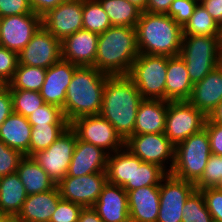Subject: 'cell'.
Masks as SVG:
<instances>
[{
    "mask_svg": "<svg viewBox=\"0 0 222 222\" xmlns=\"http://www.w3.org/2000/svg\"><path fill=\"white\" fill-rule=\"evenodd\" d=\"M92 208L103 222H130L127 191L106 183Z\"/></svg>",
    "mask_w": 222,
    "mask_h": 222,
    "instance_id": "d6986e66",
    "label": "cell"
},
{
    "mask_svg": "<svg viewBox=\"0 0 222 222\" xmlns=\"http://www.w3.org/2000/svg\"><path fill=\"white\" fill-rule=\"evenodd\" d=\"M167 173L158 165L143 162L134 155L133 184H126L123 188L128 192L150 185H160Z\"/></svg>",
    "mask_w": 222,
    "mask_h": 222,
    "instance_id": "1f68e13d",
    "label": "cell"
},
{
    "mask_svg": "<svg viewBox=\"0 0 222 222\" xmlns=\"http://www.w3.org/2000/svg\"><path fill=\"white\" fill-rule=\"evenodd\" d=\"M13 112L10 89L6 85L0 87V126Z\"/></svg>",
    "mask_w": 222,
    "mask_h": 222,
    "instance_id": "7dc6e473",
    "label": "cell"
},
{
    "mask_svg": "<svg viewBox=\"0 0 222 222\" xmlns=\"http://www.w3.org/2000/svg\"><path fill=\"white\" fill-rule=\"evenodd\" d=\"M196 190L194 183L167 174L160 182V208L156 222H181L182 209Z\"/></svg>",
    "mask_w": 222,
    "mask_h": 222,
    "instance_id": "7c38bea8",
    "label": "cell"
},
{
    "mask_svg": "<svg viewBox=\"0 0 222 222\" xmlns=\"http://www.w3.org/2000/svg\"><path fill=\"white\" fill-rule=\"evenodd\" d=\"M142 100L141 93L127 75L109 76L105 82L99 115L126 141L133 135L137 109Z\"/></svg>",
    "mask_w": 222,
    "mask_h": 222,
    "instance_id": "6da1fadb",
    "label": "cell"
},
{
    "mask_svg": "<svg viewBox=\"0 0 222 222\" xmlns=\"http://www.w3.org/2000/svg\"><path fill=\"white\" fill-rule=\"evenodd\" d=\"M66 1L67 0H29V3L33 13L42 17L49 10L56 8L58 5Z\"/></svg>",
    "mask_w": 222,
    "mask_h": 222,
    "instance_id": "c3c4849f",
    "label": "cell"
},
{
    "mask_svg": "<svg viewBox=\"0 0 222 222\" xmlns=\"http://www.w3.org/2000/svg\"><path fill=\"white\" fill-rule=\"evenodd\" d=\"M31 129L26 117L12 112L0 126V140L9 148L30 156Z\"/></svg>",
    "mask_w": 222,
    "mask_h": 222,
    "instance_id": "484cf974",
    "label": "cell"
},
{
    "mask_svg": "<svg viewBox=\"0 0 222 222\" xmlns=\"http://www.w3.org/2000/svg\"><path fill=\"white\" fill-rule=\"evenodd\" d=\"M42 26V17L35 13L1 18L0 46L19 53Z\"/></svg>",
    "mask_w": 222,
    "mask_h": 222,
    "instance_id": "9a60e30c",
    "label": "cell"
},
{
    "mask_svg": "<svg viewBox=\"0 0 222 222\" xmlns=\"http://www.w3.org/2000/svg\"><path fill=\"white\" fill-rule=\"evenodd\" d=\"M5 222H18L15 218H9L7 221Z\"/></svg>",
    "mask_w": 222,
    "mask_h": 222,
    "instance_id": "680465c9",
    "label": "cell"
},
{
    "mask_svg": "<svg viewBox=\"0 0 222 222\" xmlns=\"http://www.w3.org/2000/svg\"><path fill=\"white\" fill-rule=\"evenodd\" d=\"M188 101L206 116L222 101V69L219 66L193 85Z\"/></svg>",
    "mask_w": 222,
    "mask_h": 222,
    "instance_id": "7402d4cb",
    "label": "cell"
},
{
    "mask_svg": "<svg viewBox=\"0 0 222 222\" xmlns=\"http://www.w3.org/2000/svg\"><path fill=\"white\" fill-rule=\"evenodd\" d=\"M167 100L143 99L137 109L133 135L164 133Z\"/></svg>",
    "mask_w": 222,
    "mask_h": 222,
    "instance_id": "cb8c5ba5",
    "label": "cell"
},
{
    "mask_svg": "<svg viewBox=\"0 0 222 222\" xmlns=\"http://www.w3.org/2000/svg\"><path fill=\"white\" fill-rule=\"evenodd\" d=\"M127 76L143 99L166 100L167 56L139 53Z\"/></svg>",
    "mask_w": 222,
    "mask_h": 222,
    "instance_id": "52a82bcc",
    "label": "cell"
},
{
    "mask_svg": "<svg viewBox=\"0 0 222 222\" xmlns=\"http://www.w3.org/2000/svg\"><path fill=\"white\" fill-rule=\"evenodd\" d=\"M18 64V53L0 46V83L2 85H7L13 79Z\"/></svg>",
    "mask_w": 222,
    "mask_h": 222,
    "instance_id": "ab89813d",
    "label": "cell"
},
{
    "mask_svg": "<svg viewBox=\"0 0 222 222\" xmlns=\"http://www.w3.org/2000/svg\"><path fill=\"white\" fill-rule=\"evenodd\" d=\"M106 183L107 173L95 172L77 177L65 176L56 186L61 199L86 208L92 207L95 204Z\"/></svg>",
    "mask_w": 222,
    "mask_h": 222,
    "instance_id": "4fadbf2b",
    "label": "cell"
},
{
    "mask_svg": "<svg viewBox=\"0 0 222 222\" xmlns=\"http://www.w3.org/2000/svg\"><path fill=\"white\" fill-rule=\"evenodd\" d=\"M10 217L6 215V213L0 208V222H5L9 219Z\"/></svg>",
    "mask_w": 222,
    "mask_h": 222,
    "instance_id": "11a10c76",
    "label": "cell"
},
{
    "mask_svg": "<svg viewBox=\"0 0 222 222\" xmlns=\"http://www.w3.org/2000/svg\"><path fill=\"white\" fill-rule=\"evenodd\" d=\"M83 29L97 34L112 26L108 15L97 0H83Z\"/></svg>",
    "mask_w": 222,
    "mask_h": 222,
    "instance_id": "e575fe53",
    "label": "cell"
},
{
    "mask_svg": "<svg viewBox=\"0 0 222 222\" xmlns=\"http://www.w3.org/2000/svg\"><path fill=\"white\" fill-rule=\"evenodd\" d=\"M208 132L211 153L222 156V124L205 123Z\"/></svg>",
    "mask_w": 222,
    "mask_h": 222,
    "instance_id": "bcb514c9",
    "label": "cell"
},
{
    "mask_svg": "<svg viewBox=\"0 0 222 222\" xmlns=\"http://www.w3.org/2000/svg\"><path fill=\"white\" fill-rule=\"evenodd\" d=\"M108 15L112 26L136 27L141 10L128 0H97Z\"/></svg>",
    "mask_w": 222,
    "mask_h": 222,
    "instance_id": "f546056e",
    "label": "cell"
},
{
    "mask_svg": "<svg viewBox=\"0 0 222 222\" xmlns=\"http://www.w3.org/2000/svg\"><path fill=\"white\" fill-rule=\"evenodd\" d=\"M79 140L102 148L108 154L119 151L125 141L101 115L82 116L70 123Z\"/></svg>",
    "mask_w": 222,
    "mask_h": 222,
    "instance_id": "8fae6325",
    "label": "cell"
},
{
    "mask_svg": "<svg viewBox=\"0 0 222 222\" xmlns=\"http://www.w3.org/2000/svg\"><path fill=\"white\" fill-rule=\"evenodd\" d=\"M211 154L208 132L203 128L175 146V160L170 174L195 184L201 178Z\"/></svg>",
    "mask_w": 222,
    "mask_h": 222,
    "instance_id": "5b68a950",
    "label": "cell"
},
{
    "mask_svg": "<svg viewBox=\"0 0 222 222\" xmlns=\"http://www.w3.org/2000/svg\"><path fill=\"white\" fill-rule=\"evenodd\" d=\"M220 36H183L180 57L193 84L201 81L219 63Z\"/></svg>",
    "mask_w": 222,
    "mask_h": 222,
    "instance_id": "8992f818",
    "label": "cell"
},
{
    "mask_svg": "<svg viewBox=\"0 0 222 222\" xmlns=\"http://www.w3.org/2000/svg\"><path fill=\"white\" fill-rule=\"evenodd\" d=\"M130 222H156L160 208L159 185L127 192Z\"/></svg>",
    "mask_w": 222,
    "mask_h": 222,
    "instance_id": "44dd1931",
    "label": "cell"
},
{
    "mask_svg": "<svg viewBox=\"0 0 222 222\" xmlns=\"http://www.w3.org/2000/svg\"><path fill=\"white\" fill-rule=\"evenodd\" d=\"M99 34L81 29L61 41L62 59L77 66L93 67Z\"/></svg>",
    "mask_w": 222,
    "mask_h": 222,
    "instance_id": "e0dca14e",
    "label": "cell"
},
{
    "mask_svg": "<svg viewBox=\"0 0 222 222\" xmlns=\"http://www.w3.org/2000/svg\"><path fill=\"white\" fill-rule=\"evenodd\" d=\"M222 183V156L211 154L201 178L195 183L196 189L219 187Z\"/></svg>",
    "mask_w": 222,
    "mask_h": 222,
    "instance_id": "74e56055",
    "label": "cell"
},
{
    "mask_svg": "<svg viewBox=\"0 0 222 222\" xmlns=\"http://www.w3.org/2000/svg\"><path fill=\"white\" fill-rule=\"evenodd\" d=\"M174 0H148L146 12L153 14H167Z\"/></svg>",
    "mask_w": 222,
    "mask_h": 222,
    "instance_id": "f907efd6",
    "label": "cell"
},
{
    "mask_svg": "<svg viewBox=\"0 0 222 222\" xmlns=\"http://www.w3.org/2000/svg\"><path fill=\"white\" fill-rule=\"evenodd\" d=\"M82 11L83 0H67L42 16V26L63 41L83 29Z\"/></svg>",
    "mask_w": 222,
    "mask_h": 222,
    "instance_id": "2e32d148",
    "label": "cell"
},
{
    "mask_svg": "<svg viewBox=\"0 0 222 222\" xmlns=\"http://www.w3.org/2000/svg\"><path fill=\"white\" fill-rule=\"evenodd\" d=\"M33 13L29 0H0V17Z\"/></svg>",
    "mask_w": 222,
    "mask_h": 222,
    "instance_id": "f6af8a7d",
    "label": "cell"
},
{
    "mask_svg": "<svg viewBox=\"0 0 222 222\" xmlns=\"http://www.w3.org/2000/svg\"><path fill=\"white\" fill-rule=\"evenodd\" d=\"M16 173L28 195L45 192L56 187L48 174L30 156H24L20 160Z\"/></svg>",
    "mask_w": 222,
    "mask_h": 222,
    "instance_id": "4316f807",
    "label": "cell"
},
{
    "mask_svg": "<svg viewBox=\"0 0 222 222\" xmlns=\"http://www.w3.org/2000/svg\"><path fill=\"white\" fill-rule=\"evenodd\" d=\"M125 147L143 162L158 165L170 174L175 160V145L164 133L131 135L125 141Z\"/></svg>",
    "mask_w": 222,
    "mask_h": 222,
    "instance_id": "9c48e42d",
    "label": "cell"
},
{
    "mask_svg": "<svg viewBox=\"0 0 222 222\" xmlns=\"http://www.w3.org/2000/svg\"><path fill=\"white\" fill-rule=\"evenodd\" d=\"M193 85L180 55L167 57L166 100L188 101Z\"/></svg>",
    "mask_w": 222,
    "mask_h": 222,
    "instance_id": "d4e9b609",
    "label": "cell"
},
{
    "mask_svg": "<svg viewBox=\"0 0 222 222\" xmlns=\"http://www.w3.org/2000/svg\"><path fill=\"white\" fill-rule=\"evenodd\" d=\"M78 67L73 63L61 59L46 69L44 84L39 91L45 103L53 104L63 109L67 88L74 71Z\"/></svg>",
    "mask_w": 222,
    "mask_h": 222,
    "instance_id": "ac0fdd59",
    "label": "cell"
},
{
    "mask_svg": "<svg viewBox=\"0 0 222 222\" xmlns=\"http://www.w3.org/2000/svg\"><path fill=\"white\" fill-rule=\"evenodd\" d=\"M108 153L102 148L77 138L66 176L77 177L95 172H106Z\"/></svg>",
    "mask_w": 222,
    "mask_h": 222,
    "instance_id": "ffe728a7",
    "label": "cell"
},
{
    "mask_svg": "<svg viewBox=\"0 0 222 222\" xmlns=\"http://www.w3.org/2000/svg\"><path fill=\"white\" fill-rule=\"evenodd\" d=\"M221 27L203 5L197 4L189 21L183 27V36H220Z\"/></svg>",
    "mask_w": 222,
    "mask_h": 222,
    "instance_id": "4dcf8cb0",
    "label": "cell"
},
{
    "mask_svg": "<svg viewBox=\"0 0 222 222\" xmlns=\"http://www.w3.org/2000/svg\"><path fill=\"white\" fill-rule=\"evenodd\" d=\"M61 199L58 187L28 195L15 219L18 222H49Z\"/></svg>",
    "mask_w": 222,
    "mask_h": 222,
    "instance_id": "603a6c76",
    "label": "cell"
},
{
    "mask_svg": "<svg viewBox=\"0 0 222 222\" xmlns=\"http://www.w3.org/2000/svg\"><path fill=\"white\" fill-rule=\"evenodd\" d=\"M131 4H134L142 12L146 10V5L148 0H128Z\"/></svg>",
    "mask_w": 222,
    "mask_h": 222,
    "instance_id": "db71d44e",
    "label": "cell"
},
{
    "mask_svg": "<svg viewBox=\"0 0 222 222\" xmlns=\"http://www.w3.org/2000/svg\"><path fill=\"white\" fill-rule=\"evenodd\" d=\"M77 138L69 126L50 147L31 156L55 184L67 175Z\"/></svg>",
    "mask_w": 222,
    "mask_h": 222,
    "instance_id": "30bf717a",
    "label": "cell"
},
{
    "mask_svg": "<svg viewBox=\"0 0 222 222\" xmlns=\"http://www.w3.org/2000/svg\"><path fill=\"white\" fill-rule=\"evenodd\" d=\"M193 1H195L197 4H200V3H202L204 0H193Z\"/></svg>",
    "mask_w": 222,
    "mask_h": 222,
    "instance_id": "91938a15",
    "label": "cell"
},
{
    "mask_svg": "<svg viewBox=\"0 0 222 222\" xmlns=\"http://www.w3.org/2000/svg\"><path fill=\"white\" fill-rule=\"evenodd\" d=\"M135 29L139 53L167 57L180 54L183 28L167 14L143 11Z\"/></svg>",
    "mask_w": 222,
    "mask_h": 222,
    "instance_id": "277c9868",
    "label": "cell"
},
{
    "mask_svg": "<svg viewBox=\"0 0 222 222\" xmlns=\"http://www.w3.org/2000/svg\"><path fill=\"white\" fill-rule=\"evenodd\" d=\"M46 69L18 64L13 79L6 85L9 89L40 91L44 84Z\"/></svg>",
    "mask_w": 222,
    "mask_h": 222,
    "instance_id": "d6a6232c",
    "label": "cell"
},
{
    "mask_svg": "<svg viewBox=\"0 0 222 222\" xmlns=\"http://www.w3.org/2000/svg\"><path fill=\"white\" fill-rule=\"evenodd\" d=\"M108 77L95 67L79 66L74 71L62 109L69 123L82 116L99 115Z\"/></svg>",
    "mask_w": 222,
    "mask_h": 222,
    "instance_id": "3957f363",
    "label": "cell"
},
{
    "mask_svg": "<svg viewBox=\"0 0 222 222\" xmlns=\"http://www.w3.org/2000/svg\"><path fill=\"white\" fill-rule=\"evenodd\" d=\"M206 117L205 123L222 124V101Z\"/></svg>",
    "mask_w": 222,
    "mask_h": 222,
    "instance_id": "f5cc1de1",
    "label": "cell"
},
{
    "mask_svg": "<svg viewBox=\"0 0 222 222\" xmlns=\"http://www.w3.org/2000/svg\"><path fill=\"white\" fill-rule=\"evenodd\" d=\"M203 7L211 15V17L222 26V0H204Z\"/></svg>",
    "mask_w": 222,
    "mask_h": 222,
    "instance_id": "681fc988",
    "label": "cell"
},
{
    "mask_svg": "<svg viewBox=\"0 0 222 222\" xmlns=\"http://www.w3.org/2000/svg\"><path fill=\"white\" fill-rule=\"evenodd\" d=\"M19 64L48 69L62 59L61 41L41 26L18 53Z\"/></svg>",
    "mask_w": 222,
    "mask_h": 222,
    "instance_id": "5bb4252c",
    "label": "cell"
},
{
    "mask_svg": "<svg viewBox=\"0 0 222 222\" xmlns=\"http://www.w3.org/2000/svg\"><path fill=\"white\" fill-rule=\"evenodd\" d=\"M196 5L193 0H174L167 15L183 28L192 16Z\"/></svg>",
    "mask_w": 222,
    "mask_h": 222,
    "instance_id": "ee69618b",
    "label": "cell"
},
{
    "mask_svg": "<svg viewBox=\"0 0 222 222\" xmlns=\"http://www.w3.org/2000/svg\"><path fill=\"white\" fill-rule=\"evenodd\" d=\"M82 209L79 204L60 199L49 222H78Z\"/></svg>",
    "mask_w": 222,
    "mask_h": 222,
    "instance_id": "b9f144b4",
    "label": "cell"
},
{
    "mask_svg": "<svg viewBox=\"0 0 222 222\" xmlns=\"http://www.w3.org/2000/svg\"><path fill=\"white\" fill-rule=\"evenodd\" d=\"M138 55L135 27L111 26L99 34L93 67L109 76H126Z\"/></svg>",
    "mask_w": 222,
    "mask_h": 222,
    "instance_id": "7a4b0ae2",
    "label": "cell"
},
{
    "mask_svg": "<svg viewBox=\"0 0 222 222\" xmlns=\"http://www.w3.org/2000/svg\"><path fill=\"white\" fill-rule=\"evenodd\" d=\"M220 47H221V51H222V26L220 29Z\"/></svg>",
    "mask_w": 222,
    "mask_h": 222,
    "instance_id": "6f0895ef",
    "label": "cell"
},
{
    "mask_svg": "<svg viewBox=\"0 0 222 222\" xmlns=\"http://www.w3.org/2000/svg\"><path fill=\"white\" fill-rule=\"evenodd\" d=\"M30 157L50 147L70 124L31 125Z\"/></svg>",
    "mask_w": 222,
    "mask_h": 222,
    "instance_id": "836d02e7",
    "label": "cell"
},
{
    "mask_svg": "<svg viewBox=\"0 0 222 222\" xmlns=\"http://www.w3.org/2000/svg\"><path fill=\"white\" fill-rule=\"evenodd\" d=\"M203 194L207 210L215 222H222V189L219 187H208L200 189Z\"/></svg>",
    "mask_w": 222,
    "mask_h": 222,
    "instance_id": "7bdbcfd3",
    "label": "cell"
},
{
    "mask_svg": "<svg viewBox=\"0 0 222 222\" xmlns=\"http://www.w3.org/2000/svg\"><path fill=\"white\" fill-rule=\"evenodd\" d=\"M23 157L20 151L9 148L0 140V177L16 173Z\"/></svg>",
    "mask_w": 222,
    "mask_h": 222,
    "instance_id": "60d3db41",
    "label": "cell"
},
{
    "mask_svg": "<svg viewBox=\"0 0 222 222\" xmlns=\"http://www.w3.org/2000/svg\"><path fill=\"white\" fill-rule=\"evenodd\" d=\"M206 119V115L189 101H169L164 134L176 146L201 131Z\"/></svg>",
    "mask_w": 222,
    "mask_h": 222,
    "instance_id": "ba28073f",
    "label": "cell"
},
{
    "mask_svg": "<svg viewBox=\"0 0 222 222\" xmlns=\"http://www.w3.org/2000/svg\"><path fill=\"white\" fill-rule=\"evenodd\" d=\"M218 66L222 69V51H220V54H219V63H218Z\"/></svg>",
    "mask_w": 222,
    "mask_h": 222,
    "instance_id": "9f6ffc18",
    "label": "cell"
},
{
    "mask_svg": "<svg viewBox=\"0 0 222 222\" xmlns=\"http://www.w3.org/2000/svg\"><path fill=\"white\" fill-rule=\"evenodd\" d=\"M78 222H103V221L92 207H86L81 210Z\"/></svg>",
    "mask_w": 222,
    "mask_h": 222,
    "instance_id": "816d5d0a",
    "label": "cell"
},
{
    "mask_svg": "<svg viewBox=\"0 0 222 222\" xmlns=\"http://www.w3.org/2000/svg\"><path fill=\"white\" fill-rule=\"evenodd\" d=\"M182 213L181 222H213L212 215L207 210L203 194L197 189L187 199Z\"/></svg>",
    "mask_w": 222,
    "mask_h": 222,
    "instance_id": "8d00e7d4",
    "label": "cell"
},
{
    "mask_svg": "<svg viewBox=\"0 0 222 222\" xmlns=\"http://www.w3.org/2000/svg\"><path fill=\"white\" fill-rule=\"evenodd\" d=\"M107 182L124 187L133 184L134 154L125 146L107 158Z\"/></svg>",
    "mask_w": 222,
    "mask_h": 222,
    "instance_id": "f1b7e54d",
    "label": "cell"
},
{
    "mask_svg": "<svg viewBox=\"0 0 222 222\" xmlns=\"http://www.w3.org/2000/svg\"><path fill=\"white\" fill-rule=\"evenodd\" d=\"M28 197L17 173L0 177V208L10 218H15Z\"/></svg>",
    "mask_w": 222,
    "mask_h": 222,
    "instance_id": "83f0119b",
    "label": "cell"
},
{
    "mask_svg": "<svg viewBox=\"0 0 222 222\" xmlns=\"http://www.w3.org/2000/svg\"><path fill=\"white\" fill-rule=\"evenodd\" d=\"M27 119L31 125L70 124L64 117L62 108L47 103L34 111Z\"/></svg>",
    "mask_w": 222,
    "mask_h": 222,
    "instance_id": "f35d334b",
    "label": "cell"
},
{
    "mask_svg": "<svg viewBox=\"0 0 222 222\" xmlns=\"http://www.w3.org/2000/svg\"><path fill=\"white\" fill-rule=\"evenodd\" d=\"M13 112L29 117L34 111L45 104L43 97L38 91L22 89H10Z\"/></svg>",
    "mask_w": 222,
    "mask_h": 222,
    "instance_id": "d590c367",
    "label": "cell"
}]
</instances>
